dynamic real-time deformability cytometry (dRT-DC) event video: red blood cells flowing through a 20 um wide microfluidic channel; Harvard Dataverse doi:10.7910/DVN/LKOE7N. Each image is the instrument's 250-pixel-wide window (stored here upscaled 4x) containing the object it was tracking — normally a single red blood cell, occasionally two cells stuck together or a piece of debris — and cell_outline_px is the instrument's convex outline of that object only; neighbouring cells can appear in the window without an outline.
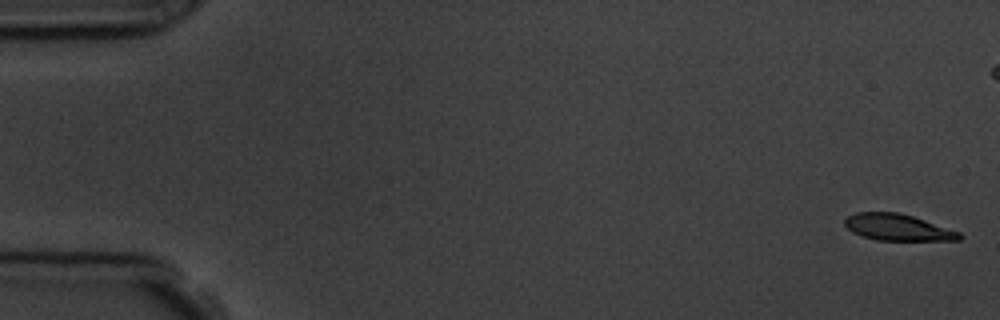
{"species": "common noctule bat (a hibernating species)", "species_latin": "Nyctalus noctula", "temperature_condition": "room temperature", "stored_images_in_passage": 6, "camera_frame_rate_fps": 3000, "um_per_image_px": 0.085, "animal": {"sex": "male", "body_mass_g": 19.5, "forearm_length_mm": 54.6}, "frame": {"image": 1, "passage_image": 1, "time_ms": 0.0, "image_size_px": [1000, 320], "cell_outline_px": [[960, 240], [876, 240], [860, 236], [852, 232], [844, 224], [844, 220], [848, 216], [856, 212], [896, 212], [912, 216], [960, 232]], "centroid_in_image_um": [76.25, 19.33], "position_along_channel_um": 8.8, "area_um2": 17.51}}